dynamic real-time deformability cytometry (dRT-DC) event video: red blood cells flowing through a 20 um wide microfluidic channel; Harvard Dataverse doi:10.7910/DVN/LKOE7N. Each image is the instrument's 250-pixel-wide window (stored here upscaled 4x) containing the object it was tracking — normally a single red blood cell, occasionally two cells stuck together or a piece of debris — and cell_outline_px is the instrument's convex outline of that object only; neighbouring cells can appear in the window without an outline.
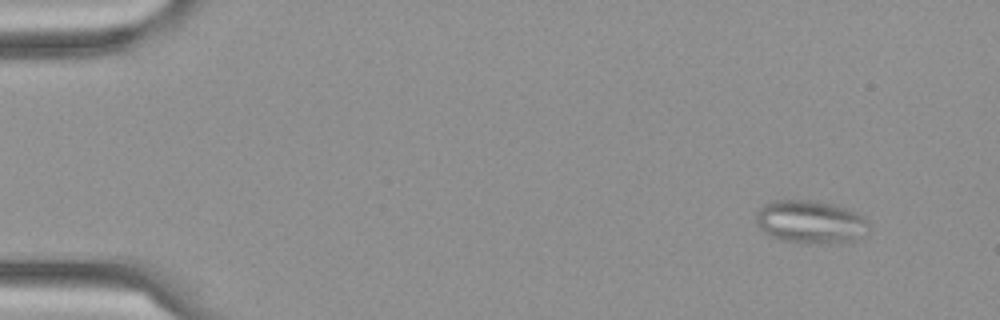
{"species": "Egyptian fruit bat (a non-hibernating species)", "species_latin": "Rousettus aegyptiacus", "temperature_condition": "cold", "stored_images_in_passage": 13, "camera_frame_rate_fps": 3000, "um_per_image_px": 0.085, "frame": {"image": 1, "passage_image": 1, "time_ms": 0.0, "image_size_px": [1000, 320], "cell_outline_px": [[868, 224], [860, 236], [856, 240], [840, 244], [828, 244], [784, 240], [772, 236], [764, 232], [756, 224], [756, 212], [764, 204], [776, 200], [816, 200], [852, 208]], "centroid_in_image_um": [68.88, 18.84], "position_along_channel_um": 16.1, "area_um2": 28.21}}
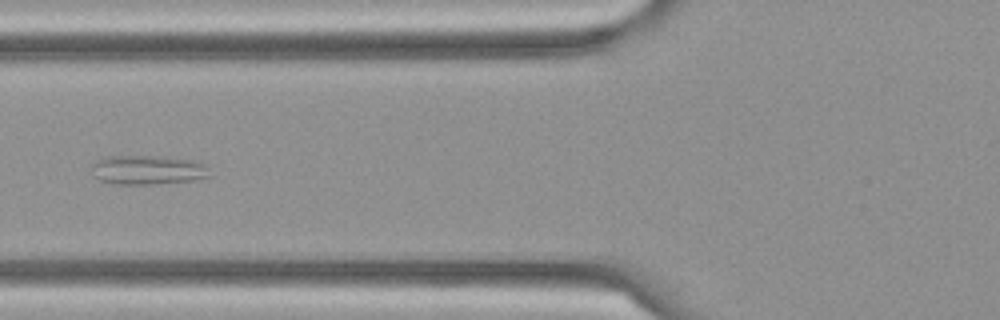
{"frame": {"image": 2, "passage_image": 5, "time_ms": 1.333, "image_size_px": [1000, 320], "cell_outline_px": [[212, 176], [192, 180], [148, 184], [116, 184], [100, 180], [96, 176], [92, 164], [96, 160], [112, 156], [168, 156], [200, 160], [208, 164]], "centroid_in_image_um": [12.69, 14.42], "position_along_channel_um": 113.1, "area_um2": 20.35}}
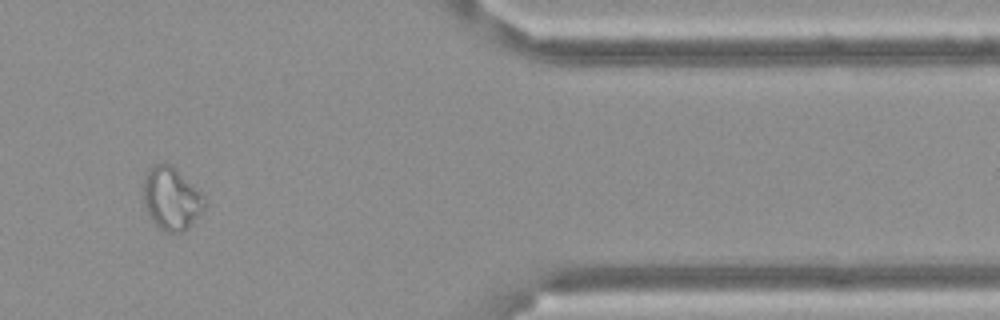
{"frame": {"image": 3, "passage_image": 12, "time_ms": 3.667, "image_size_px": [1000, 320], "cell_outline_px": [[204, 208], [188, 228], [184, 232], [164, 232], [148, 216], [144, 208], [144, 176], [148, 168], [156, 164], [168, 164], [200, 192], [204, 200]], "centroid_in_image_um": [14.52, 16.92], "position_along_channel_um": 396.9, "area_um2": 21.79}}